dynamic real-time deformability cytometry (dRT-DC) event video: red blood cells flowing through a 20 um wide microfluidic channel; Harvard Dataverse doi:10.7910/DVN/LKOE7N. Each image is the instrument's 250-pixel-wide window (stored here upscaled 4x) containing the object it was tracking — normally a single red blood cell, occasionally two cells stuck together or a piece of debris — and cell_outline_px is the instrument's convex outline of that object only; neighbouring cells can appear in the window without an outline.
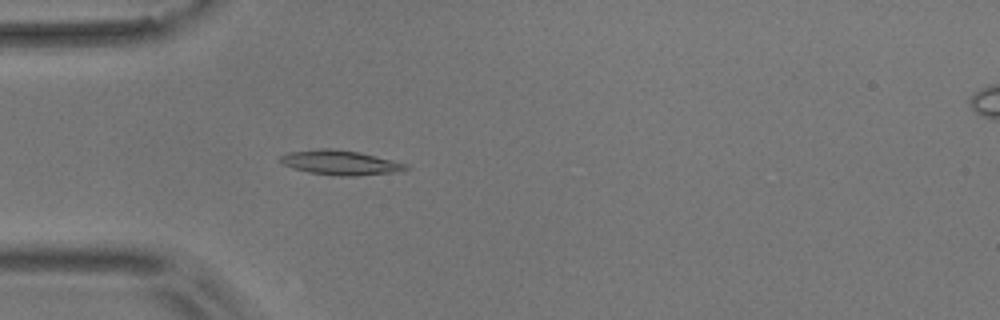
{"species": "common noctule bat (a hibernating species)", "species_latin": "Nyctalus noctula", "temperature_condition": "room temperature", "stored_images_in_passage": 1, "camera_frame_rate_fps": 3000, "um_per_image_px": 0.085, "animal": {"sex": "male", "body_mass_g": 17.9}, "frame": {"image": 1, "passage_image": 1, "time_ms": 0.0, "image_size_px": [1000, 320], "cell_outline_px": [[412, 168], [400, 172], [356, 176], [336, 176], [308, 172], [292, 168], [284, 164], [280, 160], [280, 156], [288, 152], [320, 148], [332, 148], [360, 152], [408, 164]], "centroid_in_image_um": [28.98, 13.83], "position_along_channel_um": 56.0, "area_um2": 18.26}}